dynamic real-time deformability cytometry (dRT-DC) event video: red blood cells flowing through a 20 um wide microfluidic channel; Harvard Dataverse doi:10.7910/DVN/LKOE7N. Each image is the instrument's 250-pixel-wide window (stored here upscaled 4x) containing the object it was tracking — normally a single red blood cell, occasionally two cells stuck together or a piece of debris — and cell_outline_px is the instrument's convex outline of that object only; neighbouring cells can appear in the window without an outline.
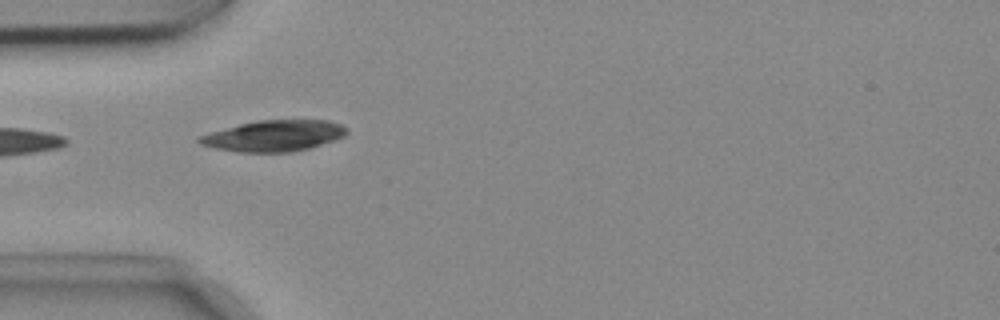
{"species": "common noctule bat (a hibernating species)", "species_latin": "Nyctalus noctula", "temperature_condition": "cold", "stored_images_in_passage": 3, "camera_frame_rate_fps": 3000, "um_per_image_px": 0.085, "animal": {"sex": "female", "body_mass_g": 18.4}, "frame": {"image": 1, "passage_image": 1, "time_ms": 0.0, "image_size_px": [1000, 320], "cell_outline_px": [[348, 132], [344, 136], [308, 148], [292, 152], [240, 152], [212, 148], [200, 144], [196, 140], [196, 136], [208, 132], [256, 120], [328, 120], [340, 124], [348, 128]], "centroid_in_image_um": [23.22, 11.54], "position_along_channel_um": 61.8, "area_um2": 26.76}}